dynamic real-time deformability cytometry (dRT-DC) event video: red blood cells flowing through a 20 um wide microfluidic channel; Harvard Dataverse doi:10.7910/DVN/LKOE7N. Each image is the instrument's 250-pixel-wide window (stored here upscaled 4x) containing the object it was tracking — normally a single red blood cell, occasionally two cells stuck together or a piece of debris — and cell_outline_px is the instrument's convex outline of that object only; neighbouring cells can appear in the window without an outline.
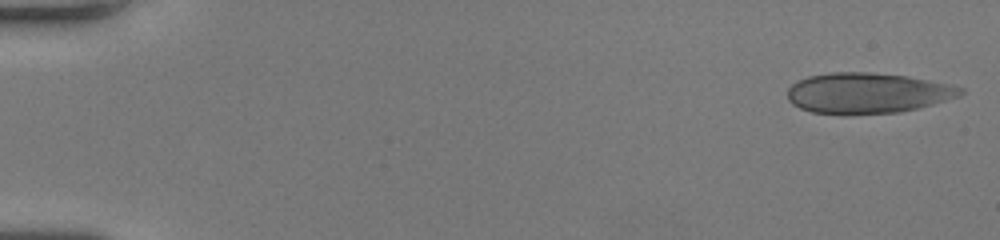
{"species": "human", "species_latin": "Homo sapiens", "temperature_condition": "room temperature", "stored_images_in_passage": 51, "camera_frame_rate_fps": 3000, "um_per_image_px": 0.085, "donor": {"sex": "female"}, "frame": {"image": 1, "passage_image": 1, "time_ms": 0.0, "image_size_px": [1000, 240], "cell_outline_px": [[964, 92], [960, 96], [932, 104], [900, 112], [848, 116], [812, 112], [800, 108], [792, 104], [788, 100], [788, 88], [796, 80], [808, 76], [832, 72], [868, 72], [908, 76], [948, 84], [964, 88]], "centroid_in_image_um": [73.69, 7.93], "position_along_channel_um": 11.3, "area_um2": 41.38}}
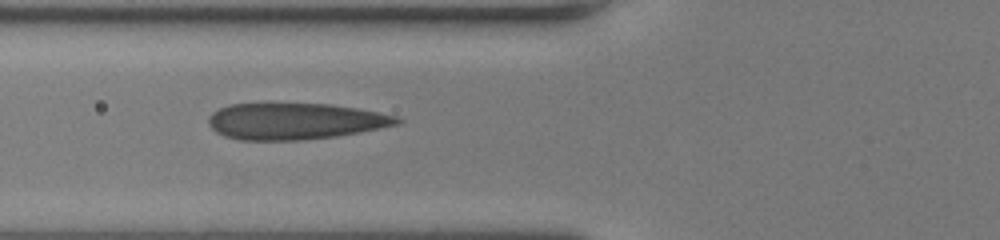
{"frame": {"image": 2, "passage_image": 20, "time_ms": 6.333, "image_size_px": [1000, 240], "cell_outline_px": [[404, 120], [400, 124], [360, 132], [336, 136], [300, 140], [240, 140], [224, 136], [216, 132], [208, 124], [208, 116], [212, 112], [228, 104], [328, 104], [356, 108], [396, 116]], "centroid_in_image_um": [25.05, 10.31], "position_along_channel_um": 100.7, "area_um2": 39.88}}
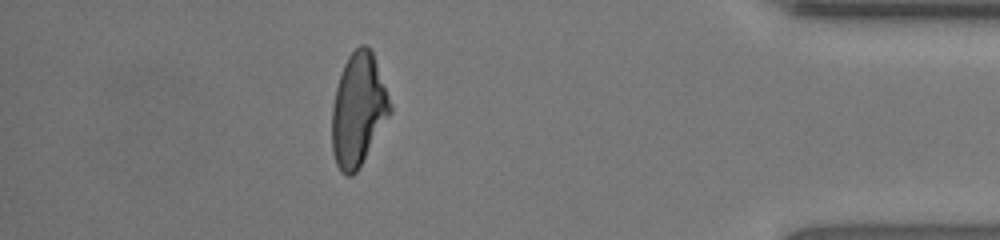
{"frame": {"image": 3, "passage_image": 45, "time_ms": 14.667, "image_size_px": [1000, 240], "cell_outline_px": [[392, 112], [360, 168], [352, 176], [344, 176], [340, 172], [336, 164], [332, 152], [332, 108], [336, 88], [344, 64], [348, 56], [360, 44], [368, 44], [372, 52], [392, 104]], "centroid_in_image_um": [30.46, 9.37], "position_along_channel_um": 404.7, "area_um2": 38.44}, "authors_computed_cell_mechanics": {"area_um2": 39.9398, "velocity_mm_per_s": 4.1162, "shape_relaxation_time_tau1_ms": 5.8279, "shape_relaxation_time_tau2_ms": 0.8592, "deformation_change_tau1": 0.2131, "deformation_change_tau2": 0.0759}}